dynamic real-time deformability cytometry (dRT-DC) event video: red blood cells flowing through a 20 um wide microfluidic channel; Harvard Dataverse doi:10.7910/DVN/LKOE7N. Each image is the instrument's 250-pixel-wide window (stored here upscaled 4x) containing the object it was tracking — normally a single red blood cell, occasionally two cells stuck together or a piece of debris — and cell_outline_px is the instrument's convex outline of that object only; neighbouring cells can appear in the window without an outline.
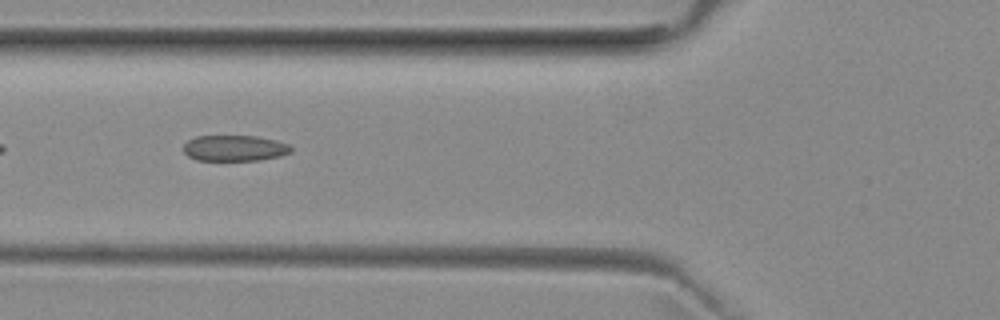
{"species": "common noctule bat (a hibernating species)", "species_latin": "Nyctalus noctula", "temperature_condition": "room temperature", "stored_images_in_passage": 38, "camera_frame_rate_fps": 3000, "um_per_image_px": 0.085, "animal": {"sex": "female", "body_mass_g": 29.2, "forearm_length_mm": 56.3}, "frame": {"image": 1, "passage_image": 5, "time_ms": 1.333, "image_size_px": [1000, 320], "cell_outline_px": [[292, 152], [280, 156], [260, 160], [196, 160], [188, 156], [184, 152], [184, 144], [188, 140], [196, 136], [256, 136], [276, 140], [288, 144], [292, 148]], "centroid_in_image_um": [19.95, 12.59], "position_along_channel_um": 105.9, "area_um2": 16.24}}
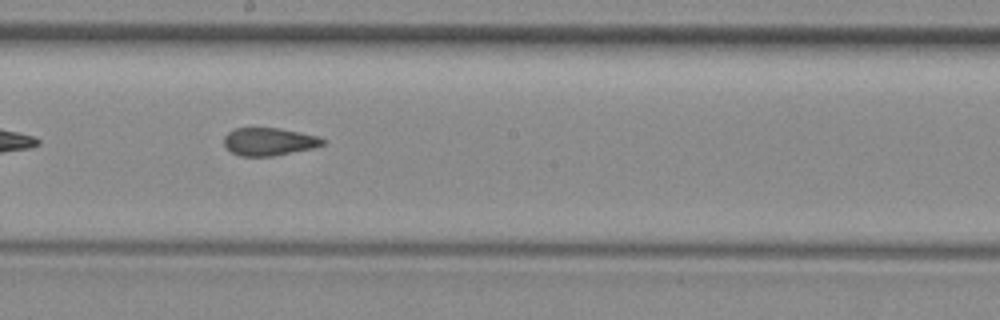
{"frame": {"image": 2, "passage_image": 14, "time_ms": 4.333, "image_size_px": [1000, 320], "cell_outline_px": [[324, 144], [312, 148], [272, 156], [240, 156], [232, 152], [224, 144], [224, 136], [228, 132], [236, 128], [280, 128], [300, 132], [316, 136], [324, 140]], "centroid_in_image_um": [22.84, 12.03], "position_along_channel_um": 225.4, "area_um2": 15.78}}
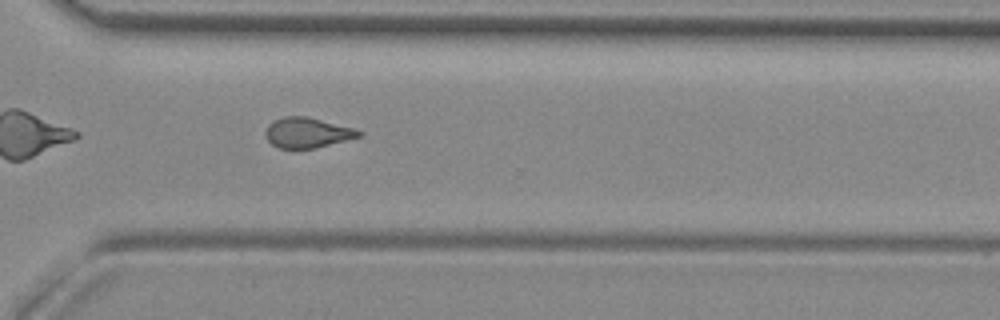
{"frame": {"image": 3, "passage_image": 23, "time_ms": 7.333, "image_size_px": [1000, 320], "cell_outline_px": [[364, 132], [360, 136], [316, 148], [280, 148], [272, 144], [268, 140], [264, 132], [268, 124], [284, 116], [308, 116], [352, 128]], "centroid_in_image_um": [26.1, 11.27], "position_along_channel_um": 344.5, "area_um2": 16.24}, "authors_computed_cell_mechanics": {"area_um2": 16.6175, "velocity_mm_per_s": 3.974, "shape_relaxation_time_tau1_ms": null, "shape_relaxation_time_tau2_ms": 1.7064, "deformation_change_tau1": null, "deformation_change_tau2": 0.08}}